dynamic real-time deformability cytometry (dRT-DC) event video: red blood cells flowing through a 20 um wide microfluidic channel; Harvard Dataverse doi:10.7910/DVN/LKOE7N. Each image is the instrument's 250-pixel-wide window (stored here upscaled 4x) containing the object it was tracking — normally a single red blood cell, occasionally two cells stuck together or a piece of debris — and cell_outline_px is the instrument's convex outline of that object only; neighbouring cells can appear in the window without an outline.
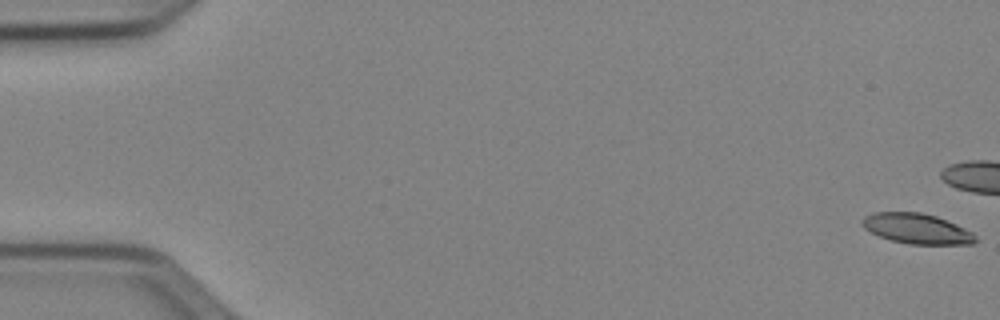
{"species": "Egyptian fruit bat (a non-hibernating species)", "species_latin": "Rousettus aegyptiacus", "temperature_condition": "cold", "stored_images_in_passage": 19, "camera_frame_rate_fps": 3000, "um_per_image_px": 0.085, "animal": {"sex": "female"}, "frame": {"image": 1, "passage_image": 1, "time_ms": 0.0, "image_size_px": [1000, 320], "cell_outline_px": [[976, 240], [972, 244], [912, 244], [892, 240], [880, 236], [864, 228], [860, 220], [864, 216], [876, 212], [920, 212], [936, 216], [956, 224], [972, 232], [976, 236]], "centroid_in_image_um": [77.93, 19.43], "position_along_channel_um": 7.1, "area_um2": 19.77}}